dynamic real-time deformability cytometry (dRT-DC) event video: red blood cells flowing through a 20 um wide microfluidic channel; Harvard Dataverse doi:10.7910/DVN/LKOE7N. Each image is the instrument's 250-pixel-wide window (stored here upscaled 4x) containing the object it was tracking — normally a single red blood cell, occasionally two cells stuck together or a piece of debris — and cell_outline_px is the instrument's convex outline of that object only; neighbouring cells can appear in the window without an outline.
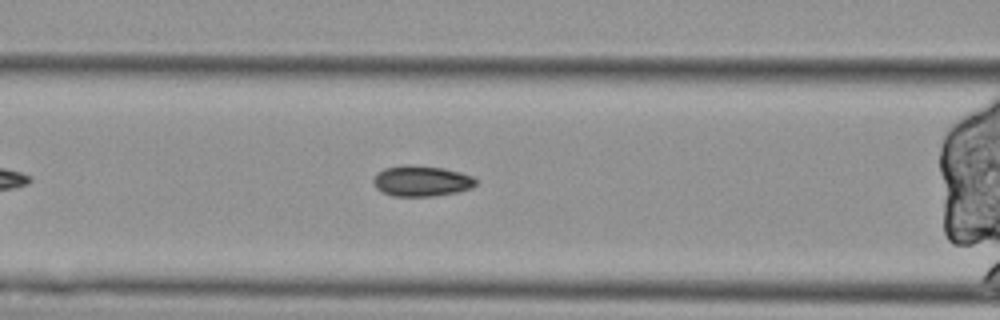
{"species": "Egyptian fruit bat (a non-hibernating species)", "species_latin": "Rousettus aegyptiacus", "temperature_condition": "cold", "stored_images_in_passage": 37, "segment_of_instrument_passage": [2, 2], "camera_frame_rate_fps": 3000, "um_per_image_px": 0.085, "animal": {"sex": "female"}, "frame": {"image": 1, "passage_image": 11, "time_ms": 3.333, "image_size_px": [1000, 320], "cell_outline_px": [[476, 184], [472, 188], [456, 192], [432, 196], [392, 196], [376, 188], [372, 180], [376, 172], [384, 168], [404, 164], [408, 164], [444, 168], [460, 172], [472, 176], [476, 180]], "centroid_in_image_um": [35.8, 15.37], "position_along_channel_um": 130.8, "area_um2": 18.44}}
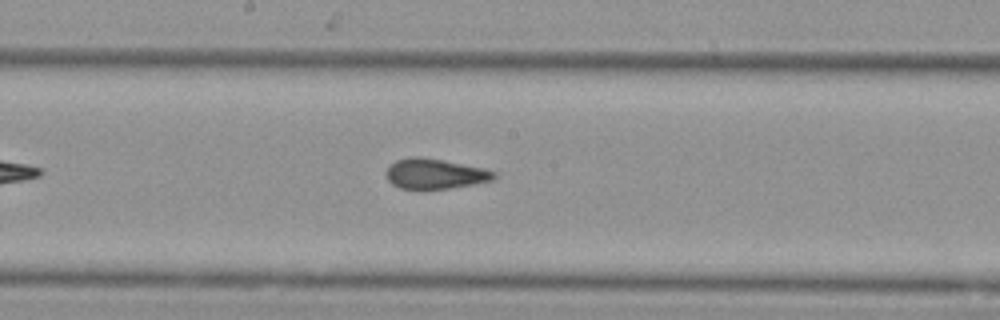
{"frame": {"image": 2, "passage_image": 18, "time_ms": 5.667, "image_size_px": [1000, 320], "cell_outline_px": [[496, 176], [492, 180], [472, 184], [448, 188], [400, 188], [392, 184], [388, 180], [384, 172], [396, 160], [412, 156], [420, 156], [444, 160], [484, 168], [496, 172]], "centroid_in_image_um": [36.96, 14.75], "position_along_channel_um": 211.2, "area_um2": 18.79}}
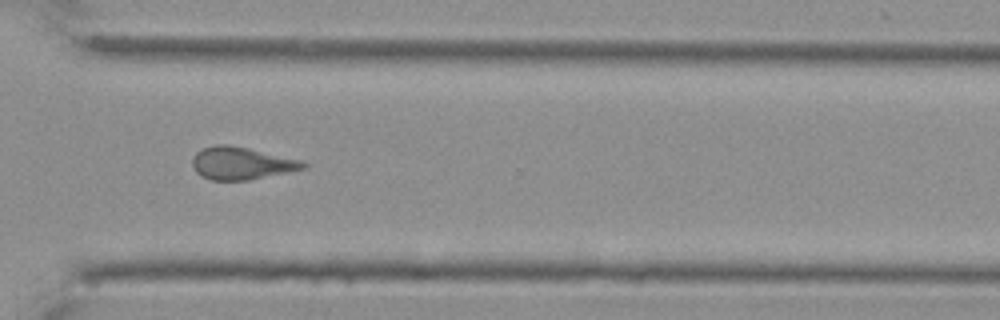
{"frame": {"image": 3, "passage_image": 30, "time_ms": 9.667, "image_size_px": [1000, 320], "cell_outline_px": [[308, 164], [304, 168], [248, 180], [212, 180], [200, 176], [192, 168], [192, 160], [196, 152], [204, 148], [216, 144], [228, 144], [248, 148], [304, 160]], "centroid_in_image_um": [20.5, 13.87], "position_along_channel_um": 350.1, "area_um2": 20.98}}